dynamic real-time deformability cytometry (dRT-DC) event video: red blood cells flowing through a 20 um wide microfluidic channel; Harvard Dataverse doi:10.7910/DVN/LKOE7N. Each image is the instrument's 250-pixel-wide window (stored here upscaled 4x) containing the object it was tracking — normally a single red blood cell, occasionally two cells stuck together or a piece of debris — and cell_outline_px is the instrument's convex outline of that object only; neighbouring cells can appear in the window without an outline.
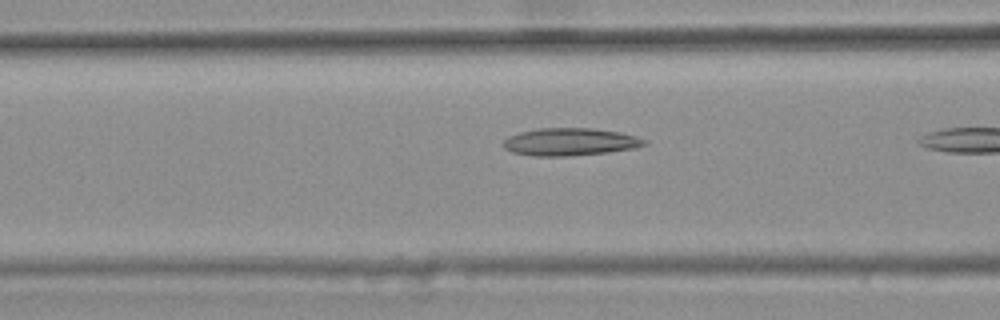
{"species": "common noctule bat (a hibernating species)", "species_latin": "Nyctalus noctula", "temperature_condition": "warm", "stored_images_in_passage": 6, "camera_frame_rate_fps": 3000, "um_per_image_px": 0.085, "animal": {"sex": "female", "body_mass_g": 25.1}, "frame": {"image": 1, "passage_image": 5, "time_ms": 1.333, "image_size_px": [1000, 320], "cell_outline_px": [[648, 144], [632, 148], [608, 152], [568, 156], [532, 156], [512, 152], [504, 148], [504, 140], [508, 136], [520, 132], [536, 128], [592, 128], [620, 132], [636, 136], [648, 140]], "centroid_in_image_um": [48.45, 12.05], "position_along_channel_um": 118.1, "area_um2": 22.72}}